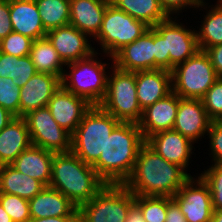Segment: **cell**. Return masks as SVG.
I'll list each match as a JSON object with an SVG mask.
<instances>
[{
	"instance_id": "cell-1",
	"label": "cell",
	"mask_w": 222,
	"mask_h": 222,
	"mask_svg": "<svg viewBox=\"0 0 222 222\" xmlns=\"http://www.w3.org/2000/svg\"><path fill=\"white\" fill-rule=\"evenodd\" d=\"M190 177L182 167L166 161L145 142L124 185L134 195L173 197Z\"/></svg>"
},
{
	"instance_id": "cell-2",
	"label": "cell",
	"mask_w": 222,
	"mask_h": 222,
	"mask_svg": "<svg viewBox=\"0 0 222 222\" xmlns=\"http://www.w3.org/2000/svg\"><path fill=\"white\" fill-rule=\"evenodd\" d=\"M145 142L137 123L120 122L92 167L106 184H124L131 176L138 152Z\"/></svg>"
},
{
	"instance_id": "cell-3",
	"label": "cell",
	"mask_w": 222,
	"mask_h": 222,
	"mask_svg": "<svg viewBox=\"0 0 222 222\" xmlns=\"http://www.w3.org/2000/svg\"><path fill=\"white\" fill-rule=\"evenodd\" d=\"M51 169L49 187L61 192L78 208L106 185L92 165L72 151L54 153Z\"/></svg>"
},
{
	"instance_id": "cell-4",
	"label": "cell",
	"mask_w": 222,
	"mask_h": 222,
	"mask_svg": "<svg viewBox=\"0 0 222 222\" xmlns=\"http://www.w3.org/2000/svg\"><path fill=\"white\" fill-rule=\"evenodd\" d=\"M119 123L99 105H92L71 135V151L84 163L93 165L104 152L107 138Z\"/></svg>"
},
{
	"instance_id": "cell-5",
	"label": "cell",
	"mask_w": 222,
	"mask_h": 222,
	"mask_svg": "<svg viewBox=\"0 0 222 222\" xmlns=\"http://www.w3.org/2000/svg\"><path fill=\"white\" fill-rule=\"evenodd\" d=\"M96 51L90 56L78 61L66 63L70 73H63L61 86L80 97L85 98L91 105H99L105 98L107 91L106 63L94 57Z\"/></svg>"
},
{
	"instance_id": "cell-6",
	"label": "cell",
	"mask_w": 222,
	"mask_h": 222,
	"mask_svg": "<svg viewBox=\"0 0 222 222\" xmlns=\"http://www.w3.org/2000/svg\"><path fill=\"white\" fill-rule=\"evenodd\" d=\"M108 75L105 98L99 106L120 122L139 123L143 110L136 94V72L124 71L112 65Z\"/></svg>"
},
{
	"instance_id": "cell-7",
	"label": "cell",
	"mask_w": 222,
	"mask_h": 222,
	"mask_svg": "<svg viewBox=\"0 0 222 222\" xmlns=\"http://www.w3.org/2000/svg\"><path fill=\"white\" fill-rule=\"evenodd\" d=\"M135 195L124 184H106L78 208V222H125Z\"/></svg>"
},
{
	"instance_id": "cell-8",
	"label": "cell",
	"mask_w": 222,
	"mask_h": 222,
	"mask_svg": "<svg viewBox=\"0 0 222 222\" xmlns=\"http://www.w3.org/2000/svg\"><path fill=\"white\" fill-rule=\"evenodd\" d=\"M172 91L183 99H201L218 79L205 51L199 50L171 71Z\"/></svg>"
},
{
	"instance_id": "cell-9",
	"label": "cell",
	"mask_w": 222,
	"mask_h": 222,
	"mask_svg": "<svg viewBox=\"0 0 222 222\" xmlns=\"http://www.w3.org/2000/svg\"><path fill=\"white\" fill-rule=\"evenodd\" d=\"M147 29L149 26L143 21L134 19L109 3L95 39L100 42L103 52L113 60V56L120 49L138 39Z\"/></svg>"
},
{
	"instance_id": "cell-10",
	"label": "cell",
	"mask_w": 222,
	"mask_h": 222,
	"mask_svg": "<svg viewBox=\"0 0 222 222\" xmlns=\"http://www.w3.org/2000/svg\"><path fill=\"white\" fill-rule=\"evenodd\" d=\"M24 118L32 145L55 153L71 151V134L54 120L48 107L33 110Z\"/></svg>"
},
{
	"instance_id": "cell-11",
	"label": "cell",
	"mask_w": 222,
	"mask_h": 222,
	"mask_svg": "<svg viewBox=\"0 0 222 222\" xmlns=\"http://www.w3.org/2000/svg\"><path fill=\"white\" fill-rule=\"evenodd\" d=\"M172 199L180 207L187 222H212L214 210L211 192L201 176L196 180L191 176Z\"/></svg>"
},
{
	"instance_id": "cell-12",
	"label": "cell",
	"mask_w": 222,
	"mask_h": 222,
	"mask_svg": "<svg viewBox=\"0 0 222 222\" xmlns=\"http://www.w3.org/2000/svg\"><path fill=\"white\" fill-rule=\"evenodd\" d=\"M171 18L168 17L153 27L165 39L166 53L170 56V72L200 50L196 30L186 29L182 23Z\"/></svg>"
},
{
	"instance_id": "cell-13",
	"label": "cell",
	"mask_w": 222,
	"mask_h": 222,
	"mask_svg": "<svg viewBox=\"0 0 222 222\" xmlns=\"http://www.w3.org/2000/svg\"><path fill=\"white\" fill-rule=\"evenodd\" d=\"M154 54V28L149 27L138 39L120 49L112 63L124 71L155 70Z\"/></svg>"
},
{
	"instance_id": "cell-14",
	"label": "cell",
	"mask_w": 222,
	"mask_h": 222,
	"mask_svg": "<svg viewBox=\"0 0 222 222\" xmlns=\"http://www.w3.org/2000/svg\"><path fill=\"white\" fill-rule=\"evenodd\" d=\"M91 106L85 98L65 90L62 86L58 88L47 104L54 120L71 135Z\"/></svg>"
},
{
	"instance_id": "cell-15",
	"label": "cell",
	"mask_w": 222,
	"mask_h": 222,
	"mask_svg": "<svg viewBox=\"0 0 222 222\" xmlns=\"http://www.w3.org/2000/svg\"><path fill=\"white\" fill-rule=\"evenodd\" d=\"M46 37L65 64L86 58L95 52L88 41L89 36L71 24L47 31Z\"/></svg>"
},
{
	"instance_id": "cell-16",
	"label": "cell",
	"mask_w": 222,
	"mask_h": 222,
	"mask_svg": "<svg viewBox=\"0 0 222 222\" xmlns=\"http://www.w3.org/2000/svg\"><path fill=\"white\" fill-rule=\"evenodd\" d=\"M60 86L61 79L58 76L36 72L20 88L19 117H24L38 108L47 107Z\"/></svg>"
},
{
	"instance_id": "cell-17",
	"label": "cell",
	"mask_w": 222,
	"mask_h": 222,
	"mask_svg": "<svg viewBox=\"0 0 222 222\" xmlns=\"http://www.w3.org/2000/svg\"><path fill=\"white\" fill-rule=\"evenodd\" d=\"M212 120L209 118L201 99L179 100L173 130L190 139L193 143L208 132Z\"/></svg>"
},
{
	"instance_id": "cell-18",
	"label": "cell",
	"mask_w": 222,
	"mask_h": 222,
	"mask_svg": "<svg viewBox=\"0 0 222 222\" xmlns=\"http://www.w3.org/2000/svg\"><path fill=\"white\" fill-rule=\"evenodd\" d=\"M180 99L172 91L143 110L138 125L145 140L157 132L173 129Z\"/></svg>"
},
{
	"instance_id": "cell-19",
	"label": "cell",
	"mask_w": 222,
	"mask_h": 222,
	"mask_svg": "<svg viewBox=\"0 0 222 222\" xmlns=\"http://www.w3.org/2000/svg\"><path fill=\"white\" fill-rule=\"evenodd\" d=\"M146 143L166 161L186 171L194 148L190 139L171 129L151 135L146 139Z\"/></svg>"
},
{
	"instance_id": "cell-20",
	"label": "cell",
	"mask_w": 222,
	"mask_h": 222,
	"mask_svg": "<svg viewBox=\"0 0 222 222\" xmlns=\"http://www.w3.org/2000/svg\"><path fill=\"white\" fill-rule=\"evenodd\" d=\"M172 92L171 72L163 69L136 71V94L144 110Z\"/></svg>"
},
{
	"instance_id": "cell-21",
	"label": "cell",
	"mask_w": 222,
	"mask_h": 222,
	"mask_svg": "<svg viewBox=\"0 0 222 222\" xmlns=\"http://www.w3.org/2000/svg\"><path fill=\"white\" fill-rule=\"evenodd\" d=\"M31 218L78 217V207L51 187H44L29 200Z\"/></svg>"
},
{
	"instance_id": "cell-22",
	"label": "cell",
	"mask_w": 222,
	"mask_h": 222,
	"mask_svg": "<svg viewBox=\"0 0 222 222\" xmlns=\"http://www.w3.org/2000/svg\"><path fill=\"white\" fill-rule=\"evenodd\" d=\"M13 32L36 40L46 37L35 0H9Z\"/></svg>"
},
{
	"instance_id": "cell-23",
	"label": "cell",
	"mask_w": 222,
	"mask_h": 222,
	"mask_svg": "<svg viewBox=\"0 0 222 222\" xmlns=\"http://www.w3.org/2000/svg\"><path fill=\"white\" fill-rule=\"evenodd\" d=\"M110 0H70V24L89 37H96Z\"/></svg>"
},
{
	"instance_id": "cell-24",
	"label": "cell",
	"mask_w": 222,
	"mask_h": 222,
	"mask_svg": "<svg viewBox=\"0 0 222 222\" xmlns=\"http://www.w3.org/2000/svg\"><path fill=\"white\" fill-rule=\"evenodd\" d=\"M54 153L31 144L10 165L48 187L51 180Z\"/></svg>"
},
{
	"instance_id": "cell-25",
	"label": "cell",
	"mask_w": 222,
	"mask_h": 222,
	"mask_svg": "<svg viewBox=\"0 0 222 222\" xmlns=\"http://www.w3.org/2000/svg\"><path fill=\"white\" fill-rule=\"evenodd\" d=\"M31 145L24 117H15L0 131V166L10 165Z\"/></svg>"
},
{
	"instance_id": "cell-26",
	"label": "cell",
	"mask_w": 222,
	"mask_h": 222,
	"mask_svg": "<svg viewBox=\"0 0 222 222\" xmlns=\"http://www.w3.org/2000/svg\"><path fill=\"white\" fill-rule=\"evenodd\" d=\"M44 187L40 181L17 171L11 165L0 166V193L17 195L29 201Z\"/></svg>"
},
{
	"instance_id": "cell-27",
	"label": "cell",
	"mask_w": 222,
	"mask_h": 222,
	"mask_svg": "<svg viewBox=\"0 0 222 222\" xmlns=\"http://www.w3.org/2000/svg\"><path fill=\"white\" fill-rule=\"evenodd\" d=\"M29 56L37 72L63 77L66 66L47 37L33 41Z\"/></svg>"
},
{
	"instance_id": "cell-28",
	"label": "cell",
	"mask_w": 222,
	"mask_h": 222,
	"mask_svg": "<svg viewBox=\"0 0 222 222\" xmlns=\"http://www.w3.org/2000/svg\"><path fill=\"white\" fill-rule=\"evenodd\" d=\"M110 3L149 27H154L169 17L158 0H110Z\"/></svg>"
},
{
	"instance_id": "cell-29",
	"label": "cell",
	"mask_w": 222,
	"mask_h": 222,
	"mask_svg": "<svg viewBox=\"0 0 222 222\" xmlns=\"http://www.w3.org/2000/svg\"><path fill=\"white\" fill-rule=\"evenodd\" d=\"M46 31L70 24V0H35Z\"/></svg>"
},
{
	"instance_id": "cell-30",
	"label": "cell",
	"mask_w": 222,
	"mask_h": 222,
	"mask_svg": "<svg viewBox=\"0 0 222 222\" xmlns=\"http://www.w3.org/2000/svg\"><path fill=\"white\" fill-rule=\"evenodd\" d=\"M217 3L204 16L200 31L196 32L198 45L202 51L222 43V5Z\"/></svg>"
},
{
	"instance_id": "cell-31",
	"label": "cell",
	"mask_w": 222,
	"mask_h": 222,
	"mask_svg": "<svg viewBox=\"0 0 222 222\" xmlns=\"http://www.w3.org/2000/svg\"><path fill=\"white\" fill-rule=\"evenodd\" d=\"M135 203L143 213L145 222H165L167 197L135 195Z\"/></svg>"
},
{
	"instance_id": "cell-32",
	"label": "cell",
	"mask_w": 222,
	"mask_h": 222,
	"mask_svg": "<svg viewBox=\"0 0 222 222\" xmlns=\"http://www.w3.org/2000/svg\"><path fill=\"white\" fill-rule=\"evenodd\" d=\"M0 204L13 222H28L31 219L29 201L22 197L0 193Z\"/></svg>"
},
{
	"instance_id": "cell-33",
	"label": "cell",
	"mask_w": 222,
	"mask_h": 222,
	"mask_svg": "<svg viewBox=\"0 0 222 222\" xmlns=\"http://www.w3.org/2000/svg\"><path fill=\"white\" fill-rule=\"evenodd\" d=\"M33 39L20 33L11 32L0 40V52L17 57L28 56L32 48Z\"/></svg>"
},
{
	"instance_id": "cell-34",
	"label": "cell",
	"mask_w": 222,
	"mask_h": 222,
	"mask_svg": "<svg viewBox=\"0 0 222 222\" xmlns=\"http://www.w3.org/2000/svg\"><path fill=\"white\" fill-rule=\"evenodd\" d=\"M20 87L13 79L0 77V106L19 117Z\"/></svg>"
},
{
	"instance_id": "cell-35",
	"label": "cell",
	"mask_w": 222,
	"mask_h": 222,
	"mask_svg": "<svg viewBox=\"0 0 222 222\" xmlns=\"http://www.w3.org/2000/svg\"><path fill=\"white\" fill-rule=\"evenodd\" d=\"M200 176L210 188L213 210H222V165L212 164Z\"/></svg>"
},
{
	"instance_id": "cell-36",
	"label": "cell",
	"mask_w": 222,
	"mask_h": 222,
	"mask_svg": "<svg viewBox=\"0 0 222 222\" xmlns=\"http://www.w3.org/2000/svg\"><path fill=\"white\" fill-rule=\"evenodd\" d=\"M209 116L215 122L222 116V78H218L201 98Z\"/></svg>"
},
{
	"instance_id": "cell-37",
	"label": "cell",
	"mask_w": 222,
	"mask_h": 222,
	"mask_svg": "<svg viewBox=\"0 0 222 222\" xmlns=\"http://www.w3.org/2000/svg\"><path fill=\"white\" fill-rule=\"evenodd\" d=\"M34 64L30 56L17 57L12 56V67L8 78L13 79L14 84L22 87L36 73Z\"/></svg>"
},
{
	"instance_id": "cell-38",
	"label": "cell",
	"mask_w": 222,
	"mask_h": 222,
	"mask_svg": "<svg viewBox=\"0 0 222 222\" xmlns=\"http://www.w3.org/2000/svg\"><path fill=\"white\" fill-rule=\"evenodd\" d=\"M155 70L170 71V56L166 53L165 39L154 29Z\"/></svg>"
},
{
	"instance_id": "cell-39",
	"label": "cell",
	"mask_w": 222,
	"mask_h": 222,
	"mask_svg": "<svg viewBox=\"0 0 222 222\" xmlns=\"http://www.w3.org/2000/svg\"><path fill=\"white\" fill-rule=\"evenodd\" d=\"M207 133L214 164L222 165V128L216 122H212Z\"/></svg>"
},
{
	"instance_id": "cell-40",
	"label": "cell",
	"mask_w": 222,
	"mask_h": 222,
	"mask_svg": "<svg viewBox=\"0 0 222 222\" xmlns=\"http://www.w3.org/2000/svg\"><path fill=\"white\" fill-rule=\"evenodd\" d=\"M158 2L169 17L173 13H180L179 11L187 8V6L198 8L206 5L204 0H158Z\"/></svg>"
},
{
	"instance_id": "cell-41",
	"label": "cell",
	"mask_w": 222,
	"mask_h": 222,
	"mask_svg": "<svg viewBox=\"0 0 222 222\" xmlns=\"http://www.w3.org/2000/svg\"><path fill=\"white\" fill-rule=\"evenodd\" d=\"M13 32L10 20L9 0H0V40Z\"/></svg>"
},
{
	"instance_id": "cell-42",
	"label": "cell",
	"mask_w": 222,
	"mask_h": 222,
	"mask_svg": "<svg viewBox=\"0 0 222 222\" xmlns=\"http://www.w3.org/2000/svg\"><path fill=\"white\" fill-rule=\"evenodd\" d=\"M208 55L218 78H222V43L204 50Z\"/></svg>"
},
{
	"instance_id": "cell-43",
	"label": "cell",
	"mask_w": 222,
	"mask_h": 222,
	"mask_svg": "<svg viewBox=\"0 0 222 222\" xmlns=\"http://www.w3.org/2000/svg\"><path fill=\"white\" fill-rule=\"evenodd\" d=\"M165 222H187L184 214L181 212L180 207L172 199V197H167V213Z\"/></svg>"
},
{
	"instance_id": "cell-44",
	"label": "cell",
	"mask_w": 222,
	"mask_h": 222,
	"mask_svg": "<svg viewBox=\"0 0 222 222\" xmlns=\"http://www.w3.org/2000/svg\"><path fill=\"white\" fill-rule=\"evenodd\" d=\"M12 67V55L0 52V77H8Z\"/></svg>"
},
{
	"instance_id": "cell-45",
	"label": "cell",
	"mask_w": 222,
	"mask_h": 222,
	"mask_svg": "<svg viewBox=\"0 0 222 222\" xmlns=\"http://www.w3.org/2000/svg\"><path fill=\"white\" fill-rule=\"evenodd\" d=\"M125 222H145L143 213L135 202L130 206Z\"/></svg>"
},
{
	"instance_id": "cell-46",
	"label": "cell",
	"mask_w": 222,
	"mask_h": 222,
	"mask_svg": "<svg viewBox=\"0 0 222 222\" xmlns=\"http://www.w3.org/2000/svg\"><path fill=\"white\" fill-rule=\"evenodd\" d=\"M28 222H78V217L31 218Z\"/></svg>"
},
{
	"instance_id": "cell-47",
	"label": "cell",
	"mask_w": 222,
	"mask_h": 222,
	"mask_svg": "<svg viewBox=\"0 0 222 222\" xmlns=\"http://www.w3.org/2000/svg\"><path fill=\"white\" fill-rule=\"evenodd\" d=\"M15 116L0 106V131L5 128Z\"/></svg>"
},
{
	"instance_id": "cell-48",
	"label": "cell",
	"mask_w": 222,
	"mask_h": 222,
	"mask_svg": "<svg viewBox=\"0 0 222 222\" xmlns=\"http://www.w3.org/2000/svg\"><path fill=\"white\" fill-rule=\"evenodd\" d=\"M0 222H13L11 217L4 210L2 205L0 204Z\"/></svg>"
},
{
	"instance_id": "cell-49",
	"label": "cell",
	"mask_w": 222,
	"mask_h": 222,
	"mask_svg": "<svg viewBox=\"0 0 222 222\" xmlns=\"http://www.w3.org/2000/svg\"><path fill=\"white\" fill-rule=\"evenodd\" d=\"M212 222H222V210L213 211Z\"/></svg>"
},
{
	"instance_id": "cell-50",
	"label": "cell",
	"mask_w": 222,
	"mask_h": 222,
	"mask_svg": "<svg viewBox=\"0 0 222 222\" xmlns=\"http://www.w3.org/2000/svg\"><path fill=\"white\" fill-rule=\"evenodd\" d=\"M215 122L222 128V116Z\"/></svg>"
}]
</instances>
